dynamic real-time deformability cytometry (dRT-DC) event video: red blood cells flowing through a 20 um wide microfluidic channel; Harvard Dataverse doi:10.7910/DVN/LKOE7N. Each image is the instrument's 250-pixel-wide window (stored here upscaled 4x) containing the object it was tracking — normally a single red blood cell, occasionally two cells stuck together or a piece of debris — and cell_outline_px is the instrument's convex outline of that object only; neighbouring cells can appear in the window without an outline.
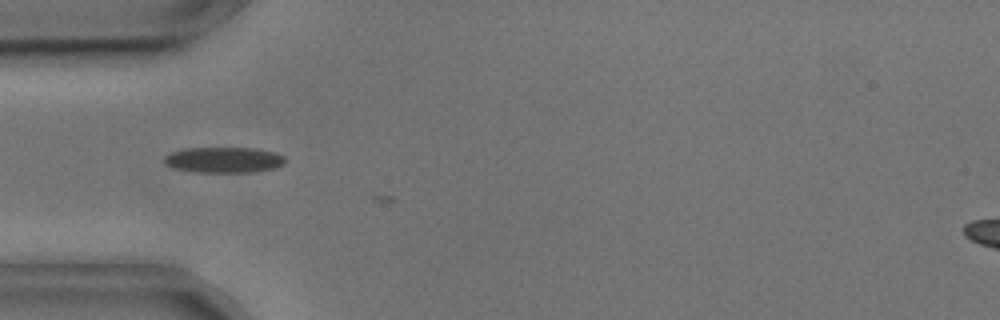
{"species": "common noctule bat (a hibernating species)", "species_latin": "Nyctalus noctula", "temperature_condition": "cold", "stored_images_in_passage": 6, "camera_frame_rate_fps": 3000, "um_per_image_px": 0.085, "animal": {"sex": "male", "body_mass_g": 17.9, "forearm_length_mm": 54.2}, "frame": {"image": 1, "passage_image": 5, "time_ms": 1.333, "image_size_px": [1000, 320], "cell_outline_px": [[288, 160], [284, 164], [276, 168], [256, 172], [196, 172], [172, 168], [164, 164], [164, 156], [172, 152], [188, 148], [256, 148], [276, 152], [284, 156]], "centroid_in_image_um": [19.07, 13.59], "position_along_channel_um": 65.9, "area_um2": 18.38}}